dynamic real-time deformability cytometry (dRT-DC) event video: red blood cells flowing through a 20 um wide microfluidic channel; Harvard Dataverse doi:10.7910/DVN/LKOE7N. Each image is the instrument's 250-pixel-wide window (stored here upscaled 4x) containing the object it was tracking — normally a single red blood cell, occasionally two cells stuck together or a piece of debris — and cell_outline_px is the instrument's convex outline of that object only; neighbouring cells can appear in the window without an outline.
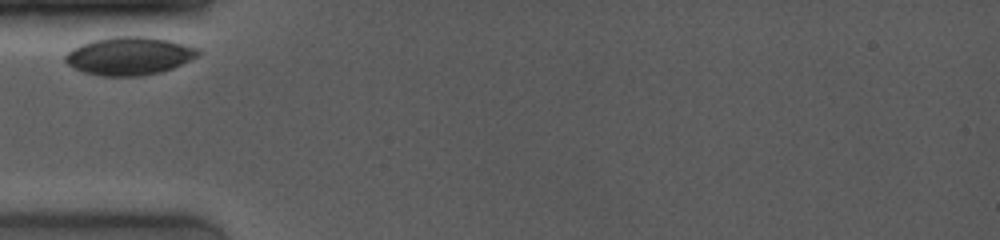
{"species": "common noctule bat (a hibernating species)", "species_latin": "Nyctalus noctula", "temperature_condition": "room temperature", "stored_images_in_passage": 21, "camera_frame_rate_fps": 4000, "um_per_image_px": 0.085, "animal": {"sex": "female", "body_mass_g": 19.0, "forearm_length_mm": 53.3}, "frame": {"image": 1, "passage_image": 1, "time_ms": 0.0, "image_size_px": [1000, 240], "cell_outline_px": [[204, 52], [200, 56], [172, 68], [160, 72], [140, 76], [100, 76], [84, 72], [68, 64], [64, 60], [64, 56], [72, 48], [80, 44], [92, 40], [112, 36], [148, 36], [168, 40], [200, 48]], "centroid_in_image_um": [11.02, 4.74], "position_along_channel_um": 74.0, "area_um2": 29.77}}
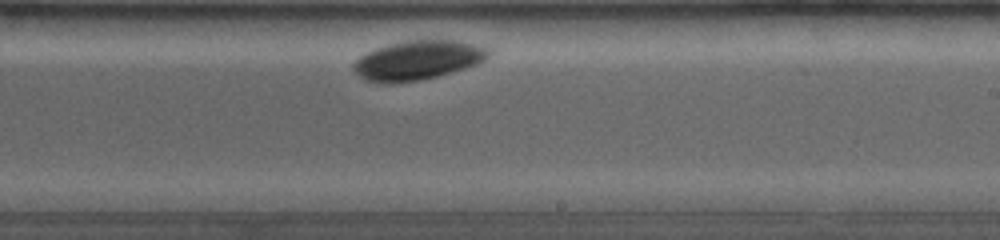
{"frame": {"image": 2, "passage_image": 14, "time_ms": 5.25, "image_size_px": [1000, 240], "cell_outline_px": [[492, 52], [480, 64], [436, 76], [420, 80], [392, 84], [380, 84], [364, 80], [352, 68], [352, 64], [360, 56], [376, 48], [388, 44], [408, 40], [460, 40], [488, 48]], "centroid_in_image_um": [35.5, 5.13], "position_along_channel_um": 253.5, "area_um2": 31.15}}
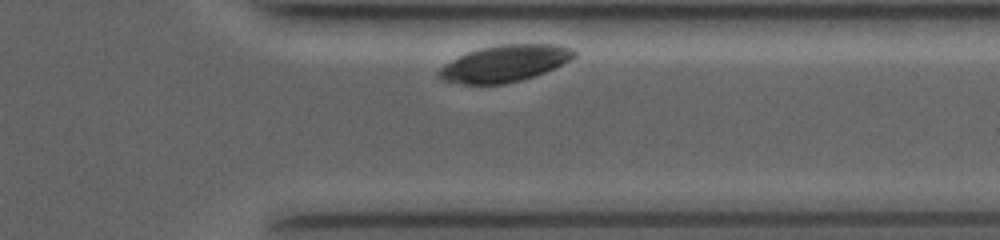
{"frame": {"image": 3, "passage_image": 20, "time_ms": 8.5, "image_size_px": [1000, 240], "cell_outline_px": [[576, 56], [544, 72], [520, 80], [504, 84], [464, 84], [440, 80], [436, 76], [436, 72], [444, 64], [468, 52], [480, 48], [500, 44], [560, 44], [572, 48], [576, 52]], "centroid_in_image_um": [42.86, 5.39], "position_along_channel_um": 368.5, "area_um2": 28.73}}